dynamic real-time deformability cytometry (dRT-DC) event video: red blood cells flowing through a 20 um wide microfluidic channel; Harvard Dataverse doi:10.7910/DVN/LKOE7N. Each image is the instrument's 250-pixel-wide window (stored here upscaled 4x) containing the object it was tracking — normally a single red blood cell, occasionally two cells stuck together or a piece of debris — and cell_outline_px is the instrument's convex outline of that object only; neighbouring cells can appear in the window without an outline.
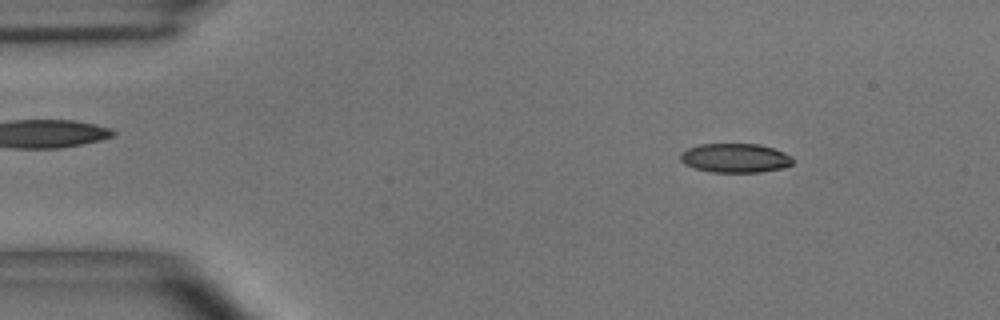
{"species": "common noctule bat (a hibernating species)", "species_latin": "Nyctalus noctula", "temperature_condition": "room temperature", "stored_images_in_passage": 54, "camera_frame_rate_fps": 3000, "um_per_image_px": 0.085, "animal": {"sex": "male", "body_mass_g": 15.6}, "frame": {"image": 1, "passage_image": 8, "time_ms": 2.333, "image_size_px": [1000, 320], "cell_outline_px": [[792, 164], [784, 168], [760, 172], [712, 172], [692, 168], [684, 164], [680, 160], [680, 152], [688, 148], [700, 144], [760, 144], [784, 152], [792, 156]], "centroid_in_image_um": [62.47, 13.43], "position_along_channel_um": 22.5, "area_um2": 19.25}}
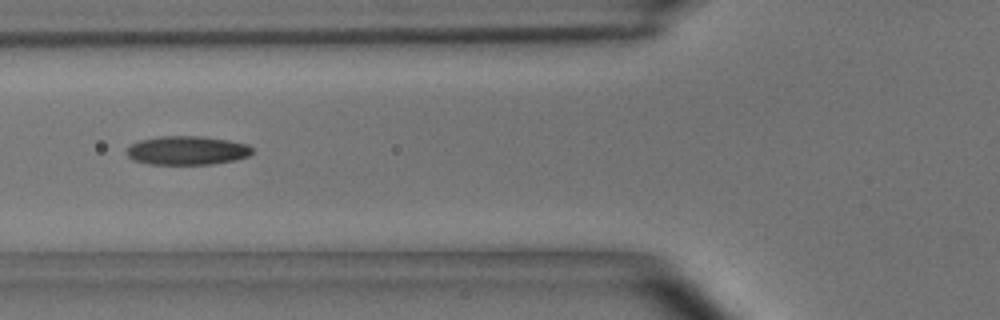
{"frame": {"image": 2, "passage_image": 21, "time_ms": 6.667, "image_size_px": [1000, 320], "cell_outline_px": [[252, 152], [248, 156], [236, 160], [212, 164], [148, 164], [132, 160], [128, 156], [128, 148], [132, 144], [140, 140], [160, 136], [200, 136], [228, 140], [248, 144], [252, 148]], "centroid_in_image_um": [15.92, 12.79], "position_along_channel_um": 109.9, "area_um2": 21.04}}
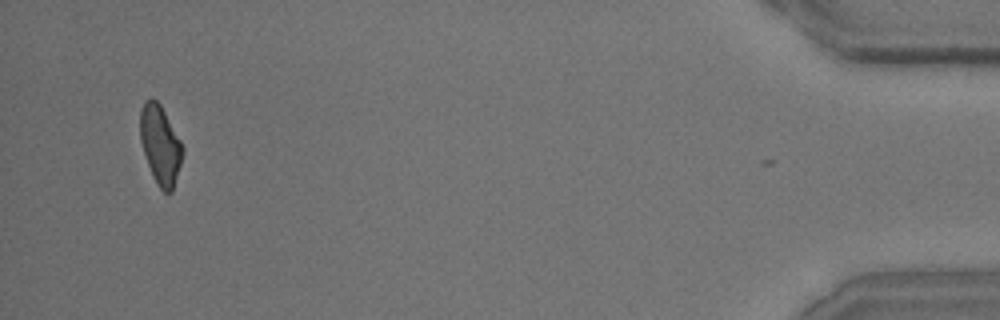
{"frame": {"image": 3, "passage_image": 53, "time_ms": 17.333, "image_size_px": [1000, 320], "cell_outline_px": [[184, 152], [172, 192], [164, 192], [156, 184], [152, 176], [140, 140], [140, 108], [144, 100], [152, 96], [160, 104], [180, 140], [184, 148]], "centroid_in_image_um": [13.61, 12.29], "position_along_channel_um": 421.6, "area_um2": 19.54}, "authors_computed_cell_mechanics": {"area_um2": 20.1722, "velocity_mm_per_s": 3.6634, "shape_relaxation_time_tau1_ms": 3.766, "shape_relaxation_time_tau2_ms": 2.4769, "deformation_change_tau1": 0.169, "deformation_change_tau2": 0.1045}}